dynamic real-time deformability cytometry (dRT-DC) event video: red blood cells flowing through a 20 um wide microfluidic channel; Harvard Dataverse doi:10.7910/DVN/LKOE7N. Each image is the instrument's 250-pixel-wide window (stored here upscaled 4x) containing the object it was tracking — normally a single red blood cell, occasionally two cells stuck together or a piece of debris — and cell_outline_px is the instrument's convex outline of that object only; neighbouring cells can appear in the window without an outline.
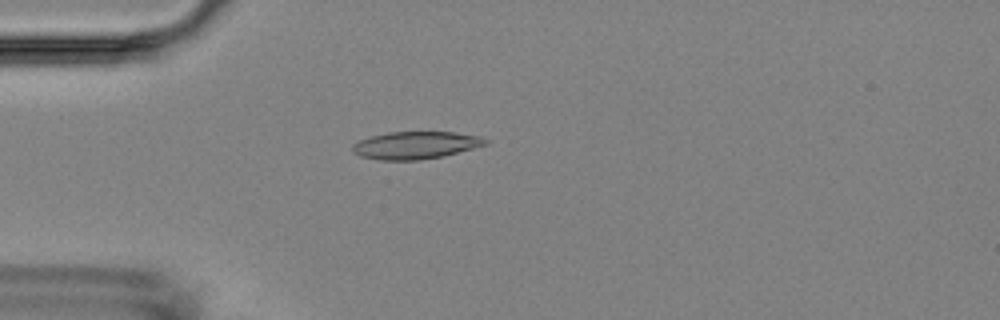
{"species": "Egyptian fruit bat (a non-hibernating species)", "species_latin": "Rousettus aegyptiacus", "temperature_condition": "room temperature", "stored_images_in_passage": 2, "camera_frame_rate_fps": 3000, "um_per_image_px": 0.085, "animal": {"sex": "female"}, "frame": {"image": 1, "passage_image": 2, "time_ms": 1.0, "image_size_px": [1000, 320], "cell_outline_px": [[488, 144], [444, 156], [420, 160], [380, 160], [360, 156], [352, 152], [352, 144], [360, 140], [372, 136], [388, 132], [456, 132], [480, 136], [488, 140]], "centroid_in_image_um": [35.33, 12.34], "position_along_channel_um": 49.7, "area_um2": 21.33}}